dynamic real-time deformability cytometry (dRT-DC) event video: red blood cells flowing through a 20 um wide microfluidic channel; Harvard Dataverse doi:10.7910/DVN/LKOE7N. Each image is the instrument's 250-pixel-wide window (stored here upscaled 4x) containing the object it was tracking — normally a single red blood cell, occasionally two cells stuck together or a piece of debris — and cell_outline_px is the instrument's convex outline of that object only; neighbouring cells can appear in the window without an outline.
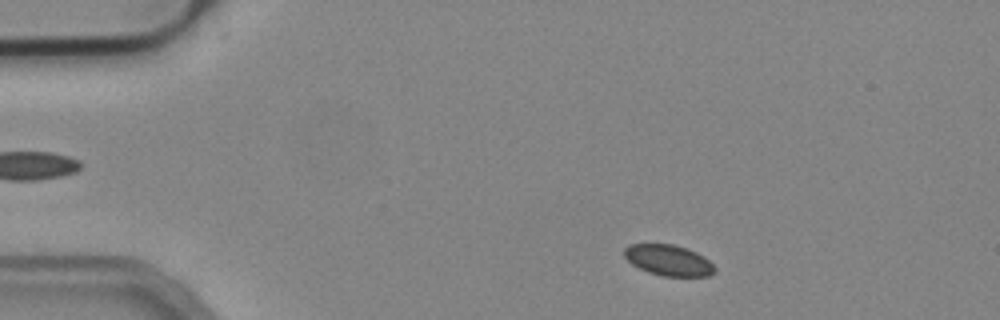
{"species": "common noctule bat (a hibernating species)", "species_latin": "Nyctalus noctula", "temperature_condition": "cold", "stored_images_in_passage": 49, "camera_frame_rate_fps": 3000, "um_per_image_px": 0.085, "animal": {"sex": "male", "body_mass_g": 19.2, "forearm_length_mm": 51.8}, "frame": {"image": 1, "passage_image": 4, "time_ms": 1.0, "image_size_px": [1000, 320], "cell_outline_px": [[716, 272], [708, 276], [664, 276], [648, 272], [632, 264], [624, 256], [624, 248], [628, 244], [672, 244], [688, 248], [704, 256], [716, 268]], "centroid_in_image_um": [56.83, 22.11], "position_along_channel_um": 28.2, "area_um2": 16.3}}
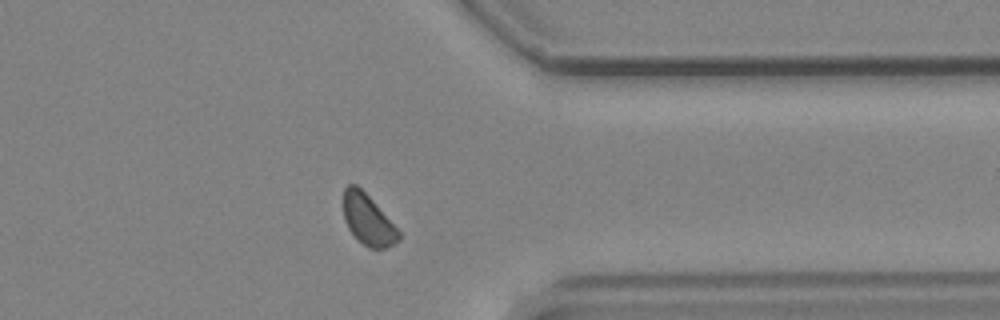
{"frame": {"image": 2, "passage_image": 38, "time_ms": 12.333, "image_size_px": [1000, 320], "cell_outline_px": [[400, 240], [384, 248], [368, 248], [348, 228], [344, 220], [344, 188], [348, 184], [356, 184], [372, 200], [400, 232]], "centroid_in_image_um": [31.26, 18.67], "position_along_channel_um": 380.1, "area_um2": 15.84}}
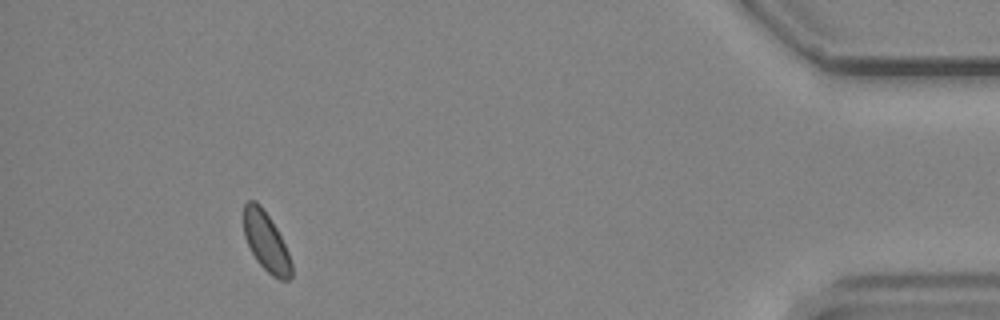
{"frame": {"image": 3, "passage_image": 45, "time_ms": 14.667, "image_size_px": [1000, 320], "cell_outline_px": [[292, 276], [288, 280], [280, 280], [272, 276], [256, 260], [244, 236], [244, 204], [248, 200], [256, 200], [260, 204], [276, 228], [288, 252], [292, 264]], "centroid_in_image_um": [22.62, 20.55], "position_along_channel_um": 412.6, "area_um2": 16.3}}